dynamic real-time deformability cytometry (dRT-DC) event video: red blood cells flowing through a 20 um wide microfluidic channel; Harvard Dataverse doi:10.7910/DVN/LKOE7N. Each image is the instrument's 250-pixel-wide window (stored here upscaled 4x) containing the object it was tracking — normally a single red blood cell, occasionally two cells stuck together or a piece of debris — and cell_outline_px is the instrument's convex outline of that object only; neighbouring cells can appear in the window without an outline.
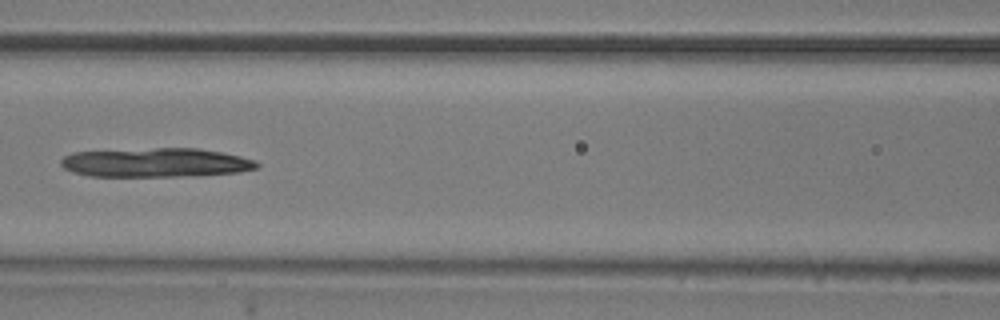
{"species": "common noctule bat (a hibernating species)", "species_latin": "Nyctalus noctula", "temperature_condition": "room temperature", "stored_images_in_passage": 3, "camera_frame_rate_fps": 3000, "um_per_image_px": 0.085, "animal": {"sex": "male", "body_mass_g": 20.5, "forearm_length_mm": 52.5}, "frame": {"image": 1, "passage_image": 3, "time_ms": 0.667, "image_size_px": [1000, 320], "cell_outline_px": [[260, 164], [256, 168], [240, 172], [200, 176], [88, 176], [72, 172], [64, 168], [60, 164], [60, 160], [64, 156], [72, 152], [156, 148], [196, 148], [220, 152], [240, 156], [256, 160]], "centroid_in_image_um": [13.25, 13.83], "position_along_channel_um": 153.3, "area_um2": 33.41}}